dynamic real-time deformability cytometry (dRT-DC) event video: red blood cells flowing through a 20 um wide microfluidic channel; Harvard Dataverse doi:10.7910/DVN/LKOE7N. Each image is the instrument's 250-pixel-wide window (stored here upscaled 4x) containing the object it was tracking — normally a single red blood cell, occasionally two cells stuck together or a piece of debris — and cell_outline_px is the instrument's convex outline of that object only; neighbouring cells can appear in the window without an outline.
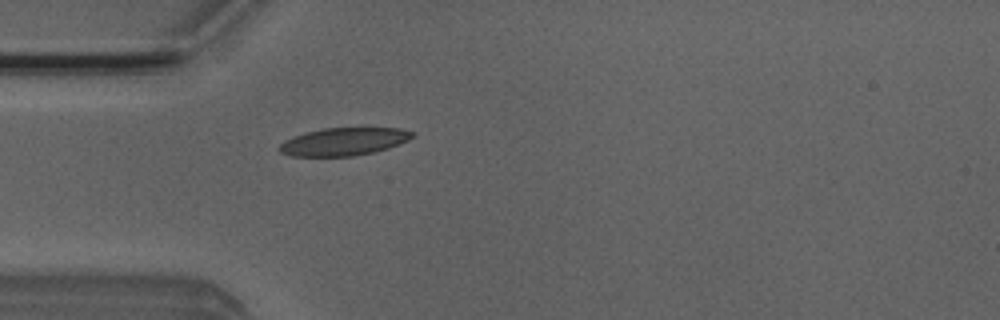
{"species": "Egyptian fruit bat (a non-hibernating species)", "species_latin": "Rousettus aegyptiacus", "temperature_condition": "room temperature", "stored_images_in_passage": 4, "camera_frame_rate_fps": 3000, "um_per_image_px": 0.085, "animal": {"sex": "male"}, "frame": {"image": 1, "passage_image": 4, "time_ms": 1.0, "image_size_px": [1000, 320], "cell_outline_px": [[412, 136], [408, 140], [388, 148], [376, 152], [352, 156], [292, 156], [280, 152], [276, 148], [284, 140], [292, 136], [304, 132], [324, 128], [400, 128], [412, 132]], "centroid_in_image_um": [29.15, 12.04], "position_along_channel_um": 55.8, "area_um2": 21.56}}